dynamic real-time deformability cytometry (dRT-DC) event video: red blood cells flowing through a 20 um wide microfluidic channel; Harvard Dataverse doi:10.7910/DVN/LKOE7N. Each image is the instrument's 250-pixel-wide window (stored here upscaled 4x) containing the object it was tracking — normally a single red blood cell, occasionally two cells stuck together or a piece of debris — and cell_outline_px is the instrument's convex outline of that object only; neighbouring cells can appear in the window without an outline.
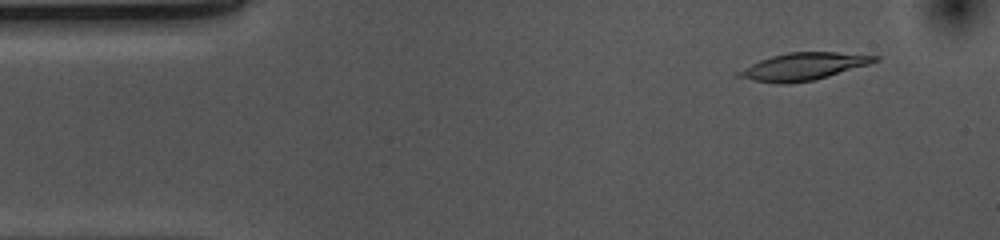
{"species": "common noctule bat (a hibernating species)", "species_latin": "Nyctalus noctula", "temperature_condition": "cold", "stored_images_in_passage": 12, "camera_frame_rate_fps": 3000, "um_per_image_px": 0.085, "animal": {"sex": "female", "body_mass_g": 10.0, "forearm_length_mm": 53.1}, "frame": {"image": 1, "passage_image": 4, "time_ms": 1.0, "image_size_px": [1000, 240], "cell_outline_px": [[880, 60], [868, 64], [828, 76], [812, 80], [788, 84], [780, 84], [752, 80], [736, 76], [736, 72], [760, 60], [772, 56], [788, 52], [836, 52], [880, 56]], "centroid_in_image_um": [68.28, 5.65], "position_along_channel_um": 16.7, "area_um2": 21.39}}
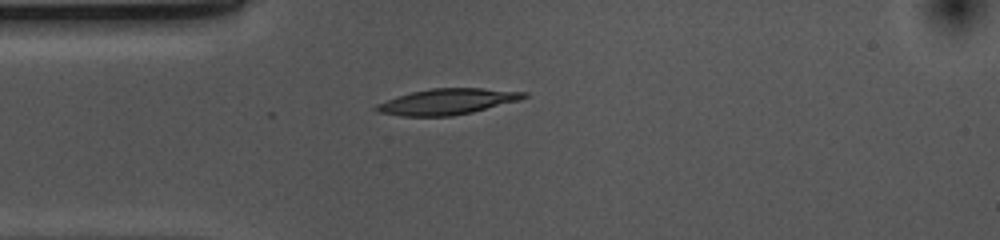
{"frame": {"image": 2, "passage_image": 12, "time_ms": 3.667, "image_size_px": [1000, 240], "cell_outline_px": [[528, 96], [520, 100], [472, 112], [452, 116], [400, 116], [376, 112], [372, 108], [376, 104], [412, 92], [432, 88], [484, 88], [528, 92]], "centroid_in_image_um": [38.03, 8.64], "position_along_channel_um": 47.0, "area_um2": 22.2}}